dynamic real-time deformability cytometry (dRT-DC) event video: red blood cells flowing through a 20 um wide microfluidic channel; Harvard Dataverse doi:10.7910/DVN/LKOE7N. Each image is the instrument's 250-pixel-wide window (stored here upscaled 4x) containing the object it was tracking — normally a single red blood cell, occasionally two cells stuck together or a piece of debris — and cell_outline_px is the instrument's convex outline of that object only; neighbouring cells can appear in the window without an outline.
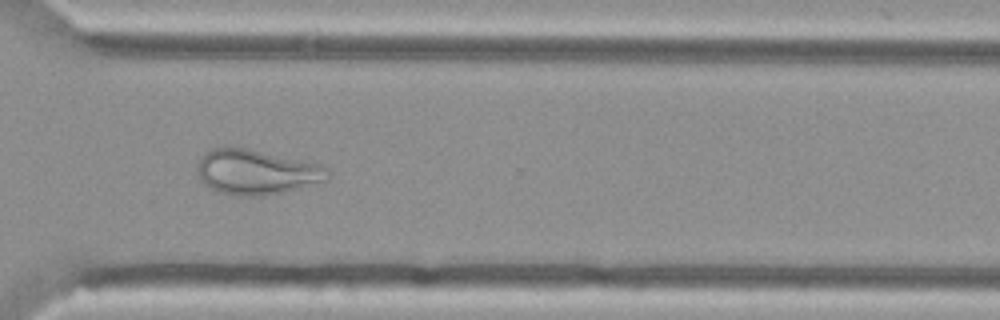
{"species": "Egyptian fruit bat (a non-hibernating species)", "species_latin": "Rousettus aegyptiacus", "temperature_condition": "cold", "stored_images_in_passage": 55, "camera_frame_rate_fps": 3000, "um_per_image_px": 0.085, "animal": {"sex": "female"}, "frame": {"image": 1, "passage_image": 41, "time_ms": 13.333, "image_size_px": [1000, 320], "cell_outline_px": [[328, 180], [264, 196], [240, 196], [220, 192], [208, 188], [200, 180], [196, 172], [196, 164], [200, 156], [212, 148], [248, 148], [320, 164], [328, 168]], "centroid_in_image_um": [21.73, 14.62], "position_along_channel_um": 348.9, "area_um2": 34.1}}
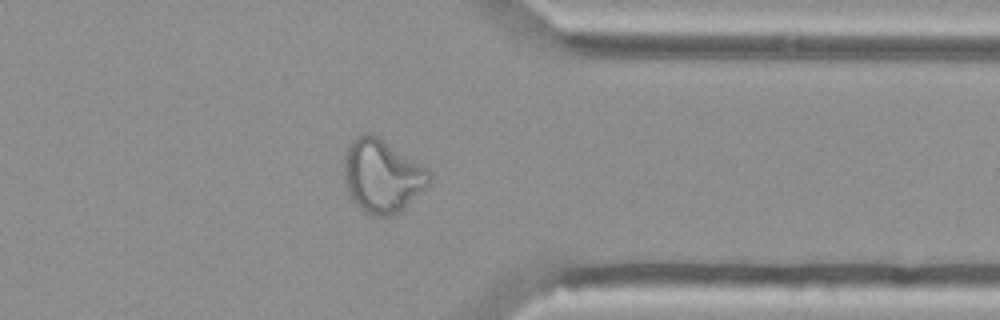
{"frame": {"image": 2, "passage_image": 44, "time_ms": 14.333, "image_size_px": [1000, 320], "cell_outline_px": [[432, 180], [400, 212], [392, 216], [372, 216], [364, 212], [348, 196], [344, 176], [344, 156], [348, 144], [352, 140], [368, 132], [376, 136], [428, 168], [432, 172]], "centroid_in_image_um": [32.47, 14.98], "position_along_channel_um": 378.9, "area_um2": 36.3}}